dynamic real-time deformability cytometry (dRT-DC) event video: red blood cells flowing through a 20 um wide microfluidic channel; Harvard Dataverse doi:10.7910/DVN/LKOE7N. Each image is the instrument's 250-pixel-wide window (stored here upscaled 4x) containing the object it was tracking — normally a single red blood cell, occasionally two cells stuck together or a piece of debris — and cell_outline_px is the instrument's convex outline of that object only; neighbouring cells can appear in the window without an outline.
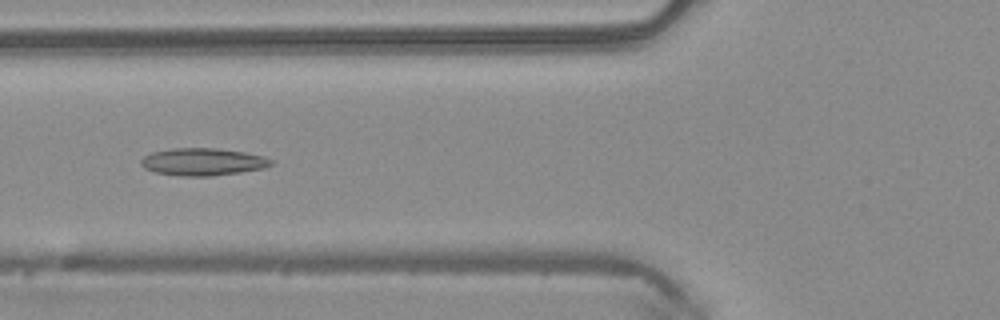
{"species": "common noctule bat (a hibernating species)", "species_latin": "Nyctalus noctula", "temperature_condition": "warm", "stored_images_in_passage": 49, "camera_frame_rate_fps": 3000, "um_per_image_px": 0.085, "animal": {"sex": "male", "body_mass_g": 20.4}, "frame": {"image": 1, "passage_image": 19, "time_ms": 6.0, "image_size_px": [1000, 320], "cell_outline_px": [[272, 164], [264, 168], [240, 172], [212, 176], [180, 176], [156, 172], [144, 168], [140, 164], [140, 160], [144, 156], [152, 152], [172, 148], [216, 148], [244, 152], [264, 156], [272, 160]], "centroid_in_image_um": [17.22, 13.75], "position_along_channel_um": 108.6, "area_um2": 20.75}}
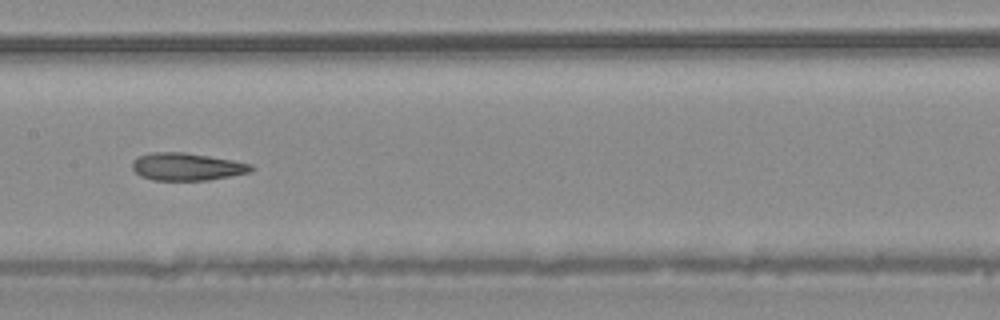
{"frame": {"image": 2, "passage_image": 25, "time_ms": 8.0, "image_size_px": [1000, 320], "cell_outline_px": [[256, 168], [252, 172], [208, 180], [152, 180], [140, 176], [132, 168], [132, 160], [140, 156], [152, 152], [184, 152], [232, 160], [252, 164]], "centroid_in_image_um": [15.9, 14.17], "position_along_channel_um": 191.5, "area_um2": 19.13}}
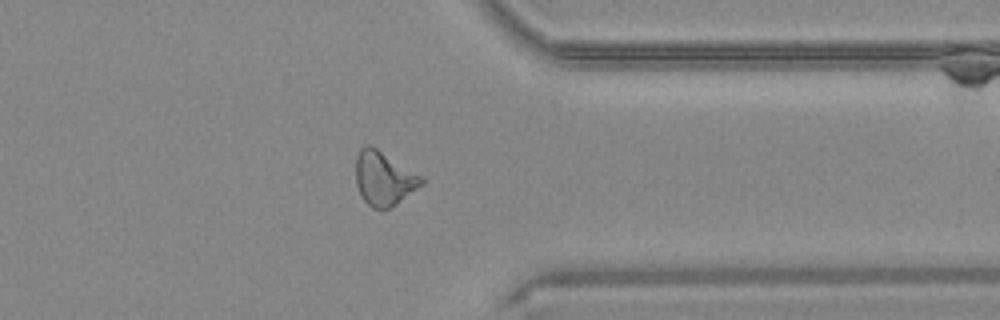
{"frame": {"image": 3, "passage_image": 39, "time_ms": 12.667, "image_size_px": [1000, 320], "cell_outline_px": [[424, 184], [396, 204], [388, 208], [372, 208], [364, 200], [356, 184], [356, 156], [360, 148], [364, 144], [372, 144], [420, 176], [424, 180]], "centroid_in_image_um": [32.6, 15.13], "position_along_channel_um": 378.8, "area_um2": 20.52}, "authors_computed_cell_mechanics": {"area_um2": 20.519, "velocity_mm_per_s": 4.134, "shape_relaxation_time_tau1_ms": null, "shape_relaxation_time_tau2_ms": 4.2357, "deformation_change_tau1": null, "deformation_change_tau2": 0.1432}}